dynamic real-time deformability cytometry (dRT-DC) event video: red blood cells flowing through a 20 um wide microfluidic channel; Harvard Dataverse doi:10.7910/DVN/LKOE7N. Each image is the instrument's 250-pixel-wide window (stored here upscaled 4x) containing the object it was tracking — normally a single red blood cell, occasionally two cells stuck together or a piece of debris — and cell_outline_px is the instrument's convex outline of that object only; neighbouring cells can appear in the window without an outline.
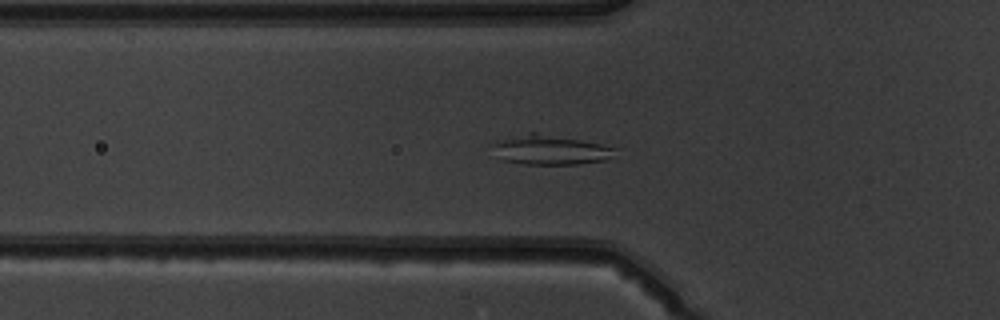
{"species": "common noctule bat (a hibernating species)", "species_latin": "Nyctalus noctula", "temperature_condition": "warm", "stored_images_in_passage": 45, "camera_frame_rate_fps": 3000, "um_per_image_px": 0.085, "animal": {"sex": "male", "body_mass_g": 19.5, "forearm_length_mm": 54.6}, "frame": {"image": 1, "passage_image": 19, "time_ms": 6.0, "image_size_px": [1000, 320], "cell_outline_px": [[616, 148], [604, 160], [580, 164], [524, 164], [504, 160], [488, 144], [500, 140], [528, 132], [536, 132], [580, 140], [600, 144]], "centroid_in_image_um": [46.7, 12.73], "position_along_channel_um": 79.1, "area_um2": 20.69}}
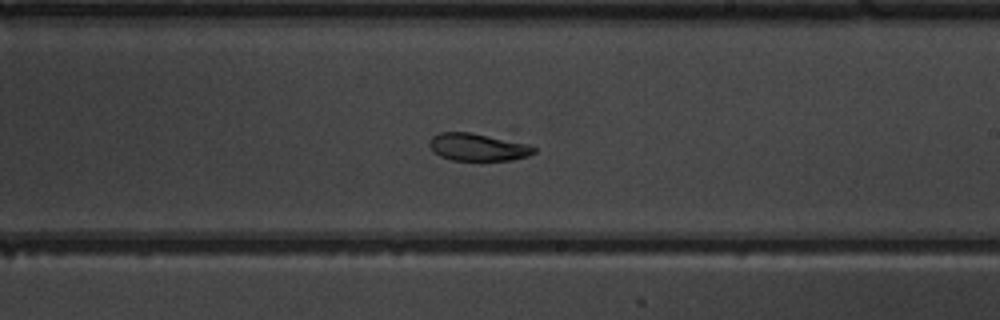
{"frame": {"image": 2, "passage_image": 32, "time_ms": 10.333, "image_size_px": [1000, 320], "cell_outline_px": [[536, 152], [528, 156], [512, 160], [452, 160], [440, 156], [428, 144], [428, 140], [432, 136], [440, 132], [512, 128], [516, 128], [536, 148]], "centroid_in_image_um": [40.99, 12.31], "position_along_channel_um": 248.0, "area_um2": 20.23}}
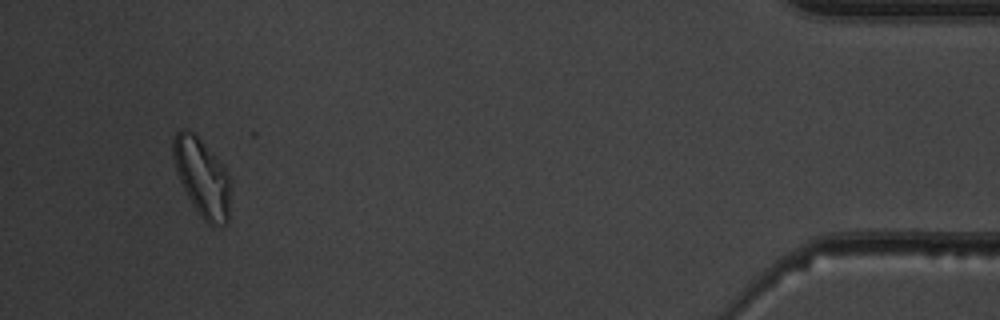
{"frame": {"image": 3, "passage_image": 45, "time_ms": 1683.0, "image_size_px": [1000, 320], "cell_outline_px": [[232, 180], [228, 224], [212, 228], [200, 216], [188, 196], [176, 172], [172, 156], [172, 140], [176, 132], [180, 128], [184, 128], [196, 132], [228, 172]], "centroid_in_image_um": [17.2, 15.07], "position_along_channel_um": 418.0, "area_um2": 26.88}}